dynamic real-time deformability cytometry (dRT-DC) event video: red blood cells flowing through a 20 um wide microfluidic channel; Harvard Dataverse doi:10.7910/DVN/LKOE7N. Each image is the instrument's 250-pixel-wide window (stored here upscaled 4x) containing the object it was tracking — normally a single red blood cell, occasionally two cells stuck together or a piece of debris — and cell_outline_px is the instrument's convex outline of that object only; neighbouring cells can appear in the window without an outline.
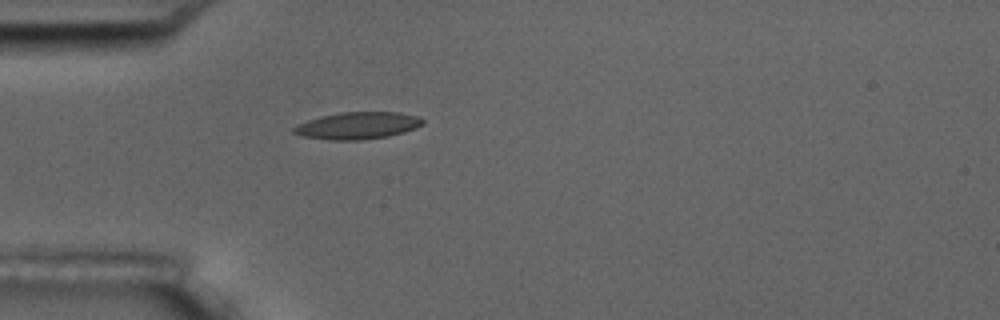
{"species": "common noctule bat (a hibernating species)", "species_latin": "Nyctalus noctula", "temperature_condition": "room temperature", "stored_images_in_passage": 4, "camera_frame_rate_fps": 3000, "um_per_image_px": 0.085, "animal": {"sex": "male", "body_mass_g": 17.5, "forearm_length_mm": 52.3}, "frame": {"image": 1, "passage_image": 4, "time_ms": 5.0, "image_size_px": [1000, 320], "cell_outline_px": [[424, 124], [416, 128], [404, 132], [388, 136], [360, 140], [332, 140], [304, 136], [292, 132], [292, 128], [308, 120], [320, 116], [340, 112], [400, 112], [420, 116], [424, 120]], "centroid_in_image_um": [30.45, 10.66], "position_along_channel_um": 54.5, "area_um2": 20.35}}